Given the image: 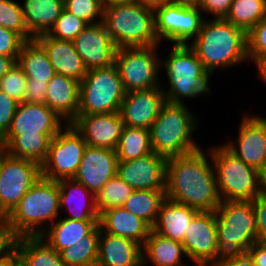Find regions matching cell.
I'll list each match as a JSON object with an SVG mask.
<instances>
[{
	"mask_svg": "<svg viewBox=\"0 0 266 266\" xmlns=\"http://www.w3.org/2000/svg\"><path fill=\"white\" fill-rule=\"evenodd\" d=\"M165 193L166 198L198 211L216 210L222 200L207 147L167 159Z\"/></svg>",
	"mask_w": 266,
	"mask_h": 266,
	"instance_id": "1",
	"label": "cell"
},
{
	"mask_svg": "<svg viewBox=\"0 0 266 266\" xmlns=\"http://www.w3.org/2000/svg\"><path fill=\"white\" fill-rule=\"evenodd\" d=\"M207 17L199 34L188 44L204 68L213 75L249 62L247 33L225 18Z\"/></svg>",
	"mask_w": 266,
	"mask_h": 266,
	"instance_id": "2",
	"label": "cell"
},
{
	"mask_svg": "<svg viewBox=\"0 0 266 266\" xmlns=\"http://www.w3.org/2000/svg\"><path fill=\"white\" fill-rule=\"evenodd\" d=\"M170 49L166 56L161 54V70L168 80L167 86L161 81L160 87L166 101L187 104L186 99L211 94L210 80L214 75L204 68L194 50L188 44H171Z\"/></svg>",
	"mask_w": 266,
	"mask_h": 266,
	"instance_id": "3",
	"label": "cell"
},
{
	"mask_svg": "<svg viewBox=\"0 0 266 266\" xmlns=\"http://www.w3.org/2000/svg\"><path fill=\"white\" fill-rule=\"evenodd\" d=\"M189 107L168 101L162 105L159 116L149 129L154 153L169 159L190 154L202 147L193 137L200 127L199 114L196 115Z\"/></svg>",
	"mask_w": 266,
	"mask_h": 266,
	"instance_id": "4",
	"label": "cell"
},
{
	"mask_svg": "<svg viewBox=\"0 0 266 266\" xmlns=\"http://www.w3.org/2000/svg\"><path fill=\"white\" fill-rule=\"evenodd\" d=\"M60 215L58 183L41 176L5 221L14 238L40 236Z\"/></svg>",
	"mask_w": 266,
	"mask_h": 266,
	"instance_id": "5",
	"label": "cell"
},
{
	"mask_svg": "<svg viewBox=\"0 0 266 266\" xmlns=\"http://www.w3.org/2000/svg\"><path fill=\"white\" fill-rule=\"evenodd\" d=\"M103 24L117 48L161 45L155 33L154 9L135 0L105 4Z\"/></svg>",
	"mask_w": 266,
	"mask_h": 266,
	"instance_id": "6",
	"label": "cell"
},
{
	"mask_svg": "<svg viewBox=\"0 0 266 266\" xmlns=\"http://www.w3.org/2000/svg\"><path fill=\"white\" fill-rule=\"evenodd\" d=\"M217 228L216 266L248 252L257 242L251 201H221L215 210Z\"/></svg>",
	"mask_w": 266,
	"mask_h": 266,
	"instance_id": "7",
	"label": "cell"
},
{
	"mask_svg": "<svg viewBox=\"0 0 266 266\" xmlns=\"http://www.w3.org/2000/svg\"><path fill=\"white\" fill-rule=\"evenodd\" d=\"M211 146L208 149L221 200L252 201L260 194L259 171L244 163L222 143Z\"/></svg>",
	"mask_w": 266,
	"mask_h": 266,
	"instance_id": "8",
	"label": "cell"
},
{
	"mask_svg": "<svg viewBox=\"0 0 266 266\" xmlns=\"http://www.w3.org/2000/svg\"><path fill=\"white\" fill-rule=\"evenodd\" d=\"M125 93L115 64L87 70L80 82L78 115L120 112Z\"/></svg>",
	"mask_w": 266,
	"mask_h": 266,
	"instance_id": "9",
	"label": "cell"
},
{
	"mask_svg": "<svg viewBox=\"0 0 266 266\" xmlns=\"http://www.w3.org/2000/svg\"><path fill=\"white\" fill-rule=\"evenodd\" d=\"M161 45L121 47L115 55L125 92L148 90L161 85Z\"/></svg>",
	"mask_w": 266,
	"mask_h": 266,
	"instance_id": "10",
	"label": "cell"
},
{
	"mask_svg": "<svg viewBox=\"0 0 266 266\" xmlns=\"http://www.w3.org/2000/svg\"><path fill=\"white\" fill-rule=\"evenodd\" d=\"M195 4L171 1L154 9L155 33L160 44H189L208 17Z\"/></svg>",
	"mask_w": 266,
	"mask_h": 266,
	"instance_id": "11",
	"label": "cell"
},
{
	"mask_svg": "<svg viewBox=\"0 0 266 266\" xmlns=\"http://www.w3.org/2000/svg\"><path fill=\"white\" fill-rule=\"evenodd\" d=\"M87 143L71 123L50 141L46 160L41 164L43 178L58 181L75 176Z\"/></svg>",
	"mask_w": 266,
	"mask_h": 266,
	"instance_id": "12",
	"label": "cell"
},
{
	"mask_svg": "<svg viewBox=\"0 0 266 266\" xmlns=\"http://www.w3.org/2000/svg\"><path fill=\"white\" fill-rule=\"evenodd\" d=\"M41 176L40 164L32 160L12 157L0 148L1 220L7 218L24 194Z\"/></svg>",
	"mask_w": 266,
	"mask_h": 266,
	"instance_id": "13",
	"label": "cell"
},
{
	"mask_svg": "<svg viewBox=\"0 0 266 266\" xmlns=\"http://www.w3.org/2000/svg\"><path fill=\"white\" fill-rule=\"evenodd\" d=\"M244 112L236 138L230 141L228 138L223 145L244 163L260 171L266 164V114Z\"/></svg>",
	"mask_w": 266,
	"mask_h": 266,
	"instance_id": "14",
	"label": "cell"
},
{
	"mask_svg": "<svg viewBox=\"0 0 266 266\" xmlns=\"http://www.w3.org/2000/svg\"><path fill=\"white\" fill-rule=\"evenodd\" d=\"M181 243L192 266H216L218 242L215 211H199Z\"/></svg>",
	"mask_w": 266,
	"mask_h": 266,
	"instance_id": "15",
	"label": "cell"
},
{
	"mask_svg": "<svg viewBox=\"0 0 266 266\" xmlns=\"http://www.w3.org/2000/svg\"><path fill=\"white\" fill-rule=\"evenodd\" d=\"M167 159L154 152L137 159L117 162L116 175L133 190L165 191Z\"/></svg>",
	"mask_w": 266,
	"mask_h": 266,
	"instance_id": "16",
	"label": "cell"
},
{
	"mask_svg": "<svg viewBox=\"0 0 266 266\" xmlns=\"http://www.w3.org/2000/svg\"><path fill=\"white\" fill-rule=\"evenodd\" d=\"M72 42L87 70L114 64L118 48L103 22L88 24Z\"/></svg>",
	"mask_w": 266,
	"mask_h": 266,
	"instance_id": "17",
	"label": "cell"
},
{
	"mask_svg": "<svg viewBox=\"0 0 266 266\" xmlns=\"http://www.w3.org/2000/svg\"><path fill=\"white\" fill-rule=\"evenodd\" d=\"M66 124L46 104L21 102L6 135H56Z\"/></svg>",
	"mask_w": 266,
	"mask_h": 266,
	"instance_id": "18",
	"label": "cell"
},
{
	"mask_svg": "<svg viewBox=\"0 0 266 266\" xmlns=\"http://www.w3.org/2000/svg\"><path fill=\"white\" fill-rule=\"evenodd\" d=\"M87 145L116 150L124 127L120 112L77 115L71 122Z\"/></svg>",
	"mask_w": 266,
	"mask_h": 266,
	"instance_id": "19",
	"label": "cell"
},
{
	"mask_svg": "<svg viewBox=\"0 0 266 266\" xmlns=\"http://www.w3.org/2000/svg\"><path fill=\"white\" fill-rule=\"evenodd\" d=\"M117 162L116 150L87 145L73 179L96 195L116 175Z\"/></svg>",
	"mask_w": 266,
	"mask_h": 266,
	"instance_id": "20",
	"label": "cell"
},
{
	"mask_svg": "<svg viewBox=\"0 0 266 266\" xmlns=\"http://www.w3.org/2000/svg\"><path fill=\"white\" fill-rule=\"evenodd\" d=\"M166 102L161 87L126 92L120 114L125 126L150 129Z\"/></svg>",
	"mask_w": 266,
	"mask_h": 266,
	"instance_id": "21",
	"label": "cell"
},
{
	"mask_svg": "<svg viewBox=\"0 0 266 266\" xmlns=\"http://www.w3.org/2000/svg\"><path fill=\"white\" fill-rule=\"evenodd\" d=\"M57 183L60 213L65 212L61 217L65 215L63 217L79 221L99 220L95 195L92 192L73 178L61 179Z\"/></svg>",
	"mask_w": 266,
	"mask_h": 266,
	"instance_id": "22",
	"label": "cell"
},
{
	"mask_svg": "<svg viewBox=\"0 0 266 266\" xmlns=\"http://www.w3.org/2000/svg\"><path fill=\"white\" fill-rule=\"evenodd\" d=\"M35 40L44 48L55 72L81 82L87 73L82 58L77 54L73 42L52 38L47 34Z\"/></svg>",
	"mask_w": 266,
	"mask_h": 266,
	"instance_id": "23",
	"label": "cell"
},
{
	"mask_svg": "<svg viewBox=\"0 0 266 266\" xmlns=\"http://www.w3.org/2000/svg\"><path fill=\"white\" fill-rule=\"evenodd\" d=\"M96 266H142V246L134 240L109 234L100 228Z\"/></svg>",
	"mask_w": 266,
	"mask_h": 266,
	"instance_id": "24",
	"label": "cell"
},
{
	"mask_svg": "<svg viewBox=\"0 0 266 266\" xmlns=\"http://www.w3.org/2000/svg\"><path fill=\"white\" fill-rule=\"evenodd\" d=\"M79 95L80 82L56 73L48 82L46 105L71 123L78 115Z\"/></svg>",
	"mask_w": 266,
	"mask_h": 266,
	"instance_id": "25",
	"label": "cell"
},
{
	"mask_svg": "<svg viewBox=\"0 0 266 266\" xmlns=\"http://www.w3.org/2000/svg\"><path fill=\"white\" fill-rule=\"evenodd\" d=\"M187 260L180 241L164 237L151 229L142 246V266H191Z\"/></svg>",
	"mask_w": 266,
	"mask_h": 266,
	"instance_id": "26",
	"label": "cell"
},
{
	"mask_svg": "<svg viewBox=\"0 0 266 266\" xmlns=\"http://www.w3.org/2000/svg\"><path fill=\"white\" fill-rule=\"evenodd\" d=\"M100 228L109 234L121 236L144 245L151 227L139 217L121 207L110 208L99 215Z\"/></svg>",
	"mask_w": 266,
	"mask_h": 266,
	"instance_id": "27",
	"label": "cell"
},
{
	"mask_svg": "<svg viewBox=\"0 0 266 266\" xmlns=\"http://www.w3.org/2000/svg\"><path fill=\"white\" fill-rule=\"evenodd\" d=\"M198 212L195 208L165 198L152 230L164 237L182 242L186 230Z\"/></svg>",
	"mask_w": 266,
	"mask_h": 266,
	"instance_id": "28",
	"label": "cell"
},
{
	"mask_svg": "<svg viewBox=\"0 0 266 266\" xmlns=\"http://www.w3.org/2000/svg\"><path fill=\"white\" fill-rule=\"evenodd\" d=\"M21 6L25 25L35 39L53 27L64 9V0H24Z\"/></svg>",
	"mask_w": 266,
	"mask_h": 266,
	"instance_id": "29",
	"label": "cell"
},
{
	"mask_svg": "<svg viewBox=\"0 0 266 266\" xmlns=\"http://www.w3.org/2000/svg\"><path fill=\"white\" fill-rule=\"evenodd\" d=\"M98 223L99 220L79 221L60 216L40 237L60 253L89 234Z\"/></svg>",
	"mask_w": 266,
	"mask_h": 266,
	"instance_id": "30",
	"label": "cell"
},
{
	"mask_svg": "<svg viewBox=\"0 0 266 266\" xmlns=\"http://www.w3.org/2000/svg\"><path fill=\"white\" fill-rule=\"evenodd\" d=\"M55 135H5L0 148L15 158L32 160L42 164L47 157L49 144Z\"/></svg>",
	"mask_w": 266,
	"mask_h": 266,
	"instance_id": "31",
	"label": "cell"
},
{
	"mask_svg": "<svg viewBox=\"0 0 266 266\" xmlns=\"http://www.w3.org/2000/svg\"><path fill=\"white\" fill-rule=\"evenodd\" d=\"M16 62L28 79L50 81L56 74L44 48L35 40L26 41Z\"/></svg>",
	"mask_w": 266,
	"mask_h": 266,
	"instance_id": "32",
	"label": "cell"
},
{
	"mask_svg": "<svg viewBox=\"0 0 266 266\" xmlns=\"http://www.w3.org/2000/svg\"><path fill=\"white\" fill-rule=\"evenodd\" d=\"M13 247L29 266H65L60 253L40 236L14 238Z\"/></svg>",
	"mask_w": 266,
	"mask_h": 266,
	"instance_id": "33",
	"label": "cell"
},
{
	"mask_svg": "<svg viewBox=\"0 0 266 266\" xmlns=\"http://www.w3.org/2000/svg\"><path fill=\"white\" fill-rule=\"evenodd\" d=\"M165 198V191L133 190L122 207L144 220L152 228L156 222L160 205Z\"/></svg>",
	"mask_w": 266,
	"mask_h": 266,
	"instance_id": "34",
	"label": "cell"
},
{
	"mask_svg": "<svg viewBox=\"0 0 266 266\" xmlns=\"http://www.w3.org/2000/svg\"><path fill=\"white\" fill-rule=\"evenodd\" d=\"M100 237L98 224L89 234L81 238L76 244L60 252L65 266H96Z\"/></svg>",
	"mask_w": 266,
	"mask_h": 266,
	"instance_id": "35",
	"label": "cell"
},
{
	"mask_svg": "<svg viewBox=\"0 0 266 266\" xmlns=\"http://www.w3.org/2000/svg\"><path fill=\"white\" fill-rule=\"evenodd\" d=\"M152 151L149 129L125 126L116 148L118 161H128L150 154Z\"/></svg>",
	"mask_w": 266,
	"mask_h": 266,
	"instance_id": "36",
	"label": "cell"
},
{
	"mask_svg": "<svg viewBox=\"0 0 266 266\" xmlns=\"http://www.w3.org/2000/svg\"><path fill=\"white\" fill-rule=\"evenodd\" d=\"M266 18V0H233L225 19L248 33Z\"/></svg>",
	"mask_w": 266,
	"mask_h": 266,
	"instance_id": "37",
	"label": "cell"
},
{
	"mask_svg": "<svg viewBox=\"0 0 266 266\" xmlns=\"http://www.w3.org/2000/svg\"><path fill=\"white\" fill-rule=\"evenodd\" d=\"M132 191L133 188L120 177L113 176L95 195L99 215L110 208L121 207Z\"/></svg>",
	"mask_w": 266,
	"mask_h": 266,
	"instance_id": "38",
	"label": "cell"
},
{
	"mask_svg": "<svg viewBox=\"0 0 266 266\" xmlns=\"http://www.w3.org/2000/svg\"><path fill=\"white\" fill-rule=\"evenodd\" d=\"M0 26L14 31L25 41L34 39L25 25L21 2L17 0H0Z\"/></svg>",
	"mask_w": 266,
	"mask_h": 266,
	"instance_id": "39",
	"label": "cell"
},
{
	"mask_svg": "<svg viewBox=\"0 0 266 266\" xmlns=\"http://www.w3.org/2000/svg\"><path fill=\"white\" fill-rule=\"evenodd\" d=\"M104 5L102 0H64V9L87 24L103 22Z\"/></svg>",
	"mask_w": 266,
	"mask_h": 266,
	"instance_id": "40",
	"label": "cell"
},
{
	"mask_svg": "<svg viewBox=\"0 0 266 266\" xmlns=\"http://www.w3.org/2000/svg\"><path fill=\"white\" fill-rule=\"evenodd\" d=\"M87 25L85 21L63 9L47 35L60 40L73 41Z\"/></svg>",
	"mask_w": 266,
	"mask_h": 266,
	"instance_id": "41",
	"label": "cell"
},
{
	"mask_svg": "<svg viewBox=\"0 0 266 266\" xmlns=\"http://www.w3.org/2000/svg\"><path fill=\"white\" fill-rule=\"evenodd\" d=\"M28 78L17 62L0 79V90L19 103L24 102Z\"/></svg>",
	"mask_w": 266,
	"mask_h": 266,
	"instance_id": "42",
	"label": "cell"
},
{
	"mask_svg": "<svg viewBox=\"0 0 266 266\" xmlns=\"http://www.w3.org/2000/svg\"><path fill=\"white\" fill-rule=\"evenodd\" d=\"M247 53L250 64L257 65L266 58V18L247 33Z\"/></svg>",
	"mask_w": 266,
	"mask_h": 266,
	"instance_id": "43",
	"label": "cell"
},
{
	"mask_svg": "<svg viewBox=\"0 0 266 266\" xmlns=\"http://www.w3.org/2000/svg\"><path fill=\"white\" fill-rule=\"evenodd\" d=\"M25 42L19 34L0 26V55L12 57L16 61Z\"/></svg>",
	"mask_w": 266,
	"mask_h": 266,
	"instance_id": "44",
	"label": "cell"
},
{
	"mask_svg": "<svg viewBox=\"0 0 266 266\" xmlns=\"http://www.w3.org/2000/svg\"><path fill=\"white\" fill-rule=\"evenodd\" d=\"M19 102L0 90V140L10 129Z\"/></svg>",
	"mask_w": 266,
	"mask_h": 266,
	"instance_id": "45",
	"label": "cell"
},
{
	"mask_svg": "<svg viewBox=\"0 0 266 266\" xmlns=\"http://www.w3.org/2000/svg\"><path fill=\"white\" fill-rule=\"evenodd\" d=\"M251 202L256 220L257 241L266 242V195L260 193Z\"/></svg>",
	"mask_w": 266,
	"mask_h": 266,
	"instance_id": "46",
	"label": "cell"
},
{
	"mask_svg": "<svg viewBox=\"0 0 266 266\" xmlns=\"http://www.w3.org/2000/svg\"><path fill=\"white\" fill-rule=\"evenodd\" d=\"M233 0H198L195 4L204 15L211 18H225Z\"/></svg>",
	"mask_w": 266,
	"mask_h": 266,
	"instance_id": "47",
	"label": "cell"
},
{
	"mask_svg": "<svg viewBox=\"0 0 266 266\" xmlns=\"http://www.w3.org/2000/svg\"><path fill=\"white\" fill-rule=\"evenodd\" d=\"M49 81H34L28 79L24 102L46 104V94Z\"/></svg>",
	"mask_w": 266,
	"mask_h": 266,
	"instance_id": "48",
	"label": "cell"
},
{
	"mask_svg": "<svg viewBox=\"0 0 266 266\" xmlns=\"http://www.w3.org/2000/svg\"><path fill=\"white\" fill-rule=\"evenodd\" d=\"M14 245V237L5 220H0V259L7 254Z\"/></svg>",
	"mask_w": 266,
	"mask_h": 266,
	"instance_id": "49",
	"label": "cell"
},
{
	"mask_svg": "<svg viewBox=\"0 0 266 266\" xmlns=\"http://www.w3.org/2000/svg\"><path fill=\"white\" fill-rule=\"evenodd\" d=\"M248 253L255 266H266V242L257 241L248 249Z\"/></svg>",
	"mask_w": 266,
	"mask_h": 266,
	"instance_id": "50",
	"label": "cell"
},
{
	"mask_svg": "<svg viewBox=\"0 0 266 266\" xmlns=\"http://www.w3.org/2000/svg\"><path fill=\"white\" fill-rule=\"evenodd\" d=\"M218 266H255V263L250 254L246 252L241 256L229 258Z\"/></svg>",
	"mask_w": 266,
	"mask_h": 266,
	"instance_id": "51",
	"label": "cell"
},
{
	"mask_svg": "<svg viewBox=\"0 0 266 266\" xmlns=\"http://www.w3.org/2000/svg\"><path fill=\"white\" fill-rule=\"evenodd\" d=\"M15 62L12 57L0 55V79L9 71Z\"/></svg>",
	"mask_w": 266,
	"mask_h": 266,
	"instance_id": "52",
	"label": "cell"
},
{
	"mask_svg": "<svg viewBox=\"0 0 266 266\" xmlns=\"http://www.w3.org/2000/svg\"><path fill=\"white\" fill-rule=\"evenodd\" d=\"M11 266H29L14 247L11 249Z\"/></svg>",
	"mask_w": 266,
	"mask_h": 266,
	"instance_id": "53",
	"label": "cell"
},
{
	"mask_svg": "<svg viewBox=\"0 0 266 266\" xmlns=\"http://www.w3.org/2000/svg\"><path fill=\"white\" fill-rule=\"evenodd\" d=\"M135 1L146 7L155 9L157 7H160L162 4H165V3H168L174 0H135Z\"/></svg>",
	"mask_w": 266,
	"mask_h": 266,
	"instance_id": "54",
	"label": "cell"
},
{
	"mask_svg": "<svg viewBox=\"0 0 266 266\" xmlns=\"http://www.w3.org/2000/svg\"><path fill=\"white\" fill-rule=\"evenodd\" d=\"M256 68L258 72L257 73V78L262 81V83H266V58L262 59L257 65Z\"/></svg>",
	"mask_w": 266,
	"mask_h": 266,
	"instance_id": "55",
	"label": "cell"
},
{
	"mask_svg": "<svg viewBox=\"0 0 266 266\" xmlns=\"http://www.w3.org/2000/svg\"><path fill=\"white\" fill-rule=\"evenodd\" d=\"M260 193L266 195V164L259 171Z\"/></svg>",
	"mask_w": 266,
	"mask_h": 266,
	"instance_id": "56",
	"label": "cell"
},
{
	"mask_svg": "<svg viewBox=\"0 0 266 266\" xmlns=\"http://www.w3.org/2000/svg\"><path fill=\"white\" fill-rule=\"evenodd\" d=\"M0 266H11V250L0 259Z\"/></svg>",
	"mask_w": 266,
	"mask_h": 266,
	"instance_id": "57",
	"label": "cell"
},
{
	"mask_svg": "<svg viewBox=\"0 0 266 266\" xmlns=\"http://www.w3.org/2000/svg\"><path fill=\"white\" fill-rule=\"evenodd\" d=\"M175 1L183 2L187 4H196L198 2V0H175Z\"/></svg>",
	"mask_w": 266,
	"mask_h": 266,
	"instance_id": "58",
	"label": "cell"
},
{
	"mask_svg": "<svg viewBox=\"0 0 266 266\" xmlns=\"http://www.w3.org/2000/svg\"><path fill=\"white\" fill-rule=\"evenodd\" d=\"M116 1H131V0H102V2H103L104 4H108V3L116 2Z\"/></svg>",
	"mask_w": 266,
	"mask_h": 266,
	"instance_id": "59",
	"label": "cell"
},
{
	"mask_svg": "<svg viewBox=\"0 0 266 266\" xmlns=\"http://www.w3.org/2000/svg\"><path fill=\"white\" fill-rule=\"evenodd\" d=\"M0 220H1V200H0Z\"/></svg>",
	"mask_w": 266,
	"mask_h": 266,
	"instance_id": "60",
	"label": "cell"
}]
</instances>
